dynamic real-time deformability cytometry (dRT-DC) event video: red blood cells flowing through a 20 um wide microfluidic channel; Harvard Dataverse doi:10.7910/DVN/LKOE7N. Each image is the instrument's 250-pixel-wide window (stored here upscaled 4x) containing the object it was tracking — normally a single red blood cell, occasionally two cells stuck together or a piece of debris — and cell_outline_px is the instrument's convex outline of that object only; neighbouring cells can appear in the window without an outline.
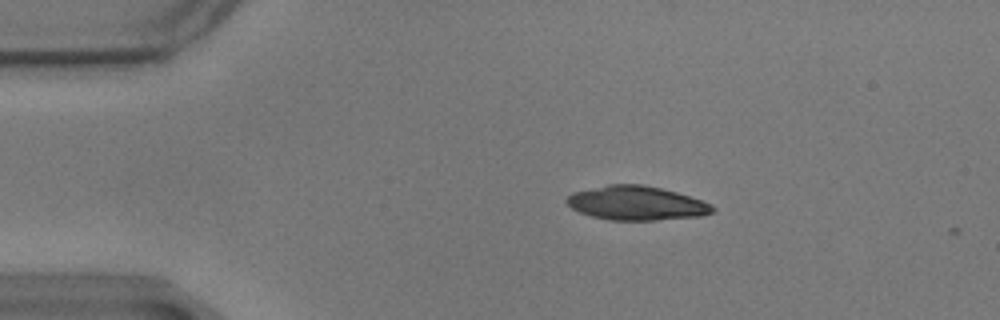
{"species": "common noctule bat (a hibernating species)", "species_latin": "Nyctalus noctula", "temperature_condition": "warm", "stored_images_in_passage": 2, "camera_frame_rate_fps": 3000, "um_per_image_px": 0.085, "animal": {"sex": "male", "body_mass_g": 17.9}, "frame": {"image": 1, "passage_image": 1, "time_ms": 0.0, "image_size_px": [1000, 320], "cell_outline_px": [[716, 212], [700, 216], [656, 220], [608, 220], [592, 216], [580, 212], [572, 208], [564, 200], [572, 192], [608, 184], [644, 184], [676, 192], [712, 204], [716, 208]], "centroid_in_image_um": [54.1, 17.26], "position_along_channel_um": 30.9, "area_um2": 29.02}}